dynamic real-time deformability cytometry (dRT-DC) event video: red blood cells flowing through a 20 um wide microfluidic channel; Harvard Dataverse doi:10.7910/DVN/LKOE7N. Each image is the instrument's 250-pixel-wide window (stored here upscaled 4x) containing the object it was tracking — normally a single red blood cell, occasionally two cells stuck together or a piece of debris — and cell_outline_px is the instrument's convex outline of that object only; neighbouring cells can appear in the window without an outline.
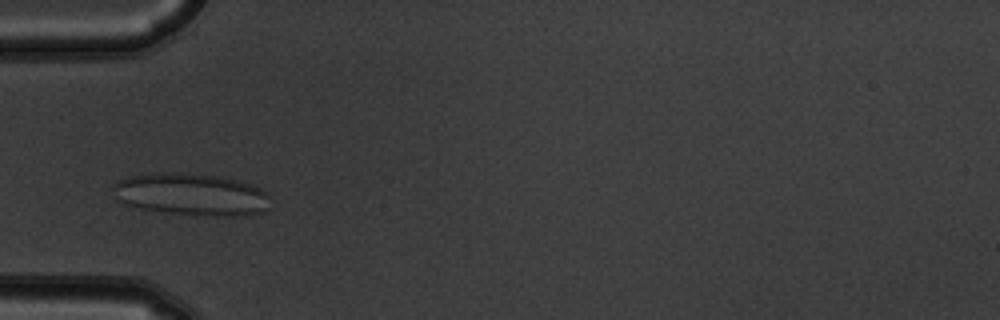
{"species": "common noctule bat (a hibernating species)", "species_latin": "Nyctalus noctula", "temperature_condition": "warm", "stored_images_in_passage": 4, "camera_frame_rate_fps": 3000, "um_per_image_px": 0.085, "animal": {"sex": "male", "body_mass_g": 19.5, "forearm_length_mm": 54.6}, "frame": {"image": 1, "passage_image": 3, "time_ms": 0.667, "image_size_px": [1000, 320], "cell_outline_px": [[272, 196], [268, 212], [236, 216], [208, 216], [168, 212], [140, 208], [124, 204], [116, 200], [112, 188], [112, 184], [116, 180], [132, 176], [156, 172], [176, 172], [220, 176], [252, 184], [268, 192]], "centroid_in_image_um": [16.3, 16.52], "position_along_channel_um": 68.7, "area_um2": 39.36}}
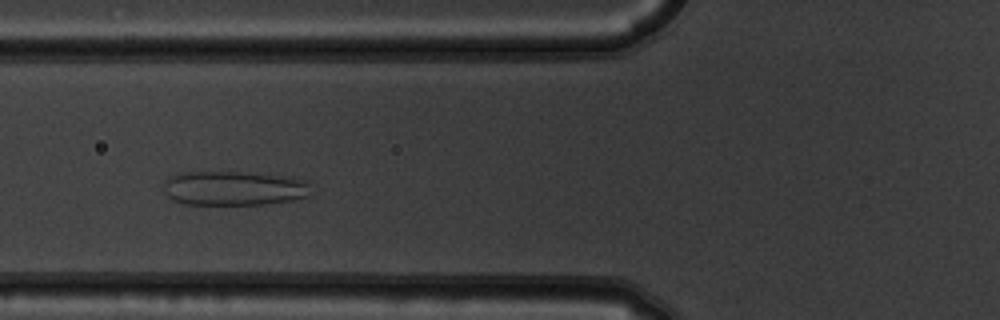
{"frame": {"image": 2, "passage_image": 4, "time_ms": 1.0, "image_size_px": [1000, 320], "cell_outline_px": [[308, 196], [292, 200], [264, 204], [184, 204], [172, 200], [164, 192], [164, 180], [180, 172], [240, 172], [276, 176], [304, 180], [308, 184]], "centroid_in_image_um": [19.79, 16.01], "position_along_channel_um": 106.0, "area_um2": 29.07}}